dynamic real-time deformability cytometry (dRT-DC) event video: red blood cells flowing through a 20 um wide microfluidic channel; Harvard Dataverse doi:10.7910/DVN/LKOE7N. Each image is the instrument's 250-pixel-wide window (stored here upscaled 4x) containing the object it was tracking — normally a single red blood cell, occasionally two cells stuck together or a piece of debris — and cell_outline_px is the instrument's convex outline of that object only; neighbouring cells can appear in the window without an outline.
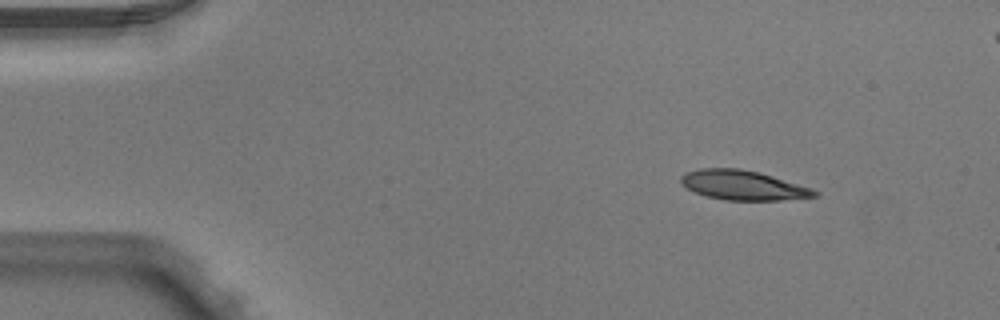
{"species": "Egyptian fruit bat (a non-hibernating species)", "species_latin": "Rousettus aegyptiacus", "temperature_condition": "warm", "stored_images_in_passage": 5, "segment_of_instrument_passage": [1, 2], "camera_frame_rate_fps": 3000, "um_per_image_px": 0.085, "animal": {"sex": "male"}, "frame": {"image": 1, "passage_image": 2, "time_ms": 0.333, "image_size_px": [1000, 320], "cell_outline_px": [[820, 196], [780, 200], [724, 200], [708, 196], [696, 192], [688, 188], [680, 180], [680, 176], [684, 172], [700, 168], [740, 168], [760, 172], [812, 188], [820, 192]], "centroid_in_image_um": [63.19, 15.73], "position_along_channel_um": 21.8, "area_um2": 23.06}}